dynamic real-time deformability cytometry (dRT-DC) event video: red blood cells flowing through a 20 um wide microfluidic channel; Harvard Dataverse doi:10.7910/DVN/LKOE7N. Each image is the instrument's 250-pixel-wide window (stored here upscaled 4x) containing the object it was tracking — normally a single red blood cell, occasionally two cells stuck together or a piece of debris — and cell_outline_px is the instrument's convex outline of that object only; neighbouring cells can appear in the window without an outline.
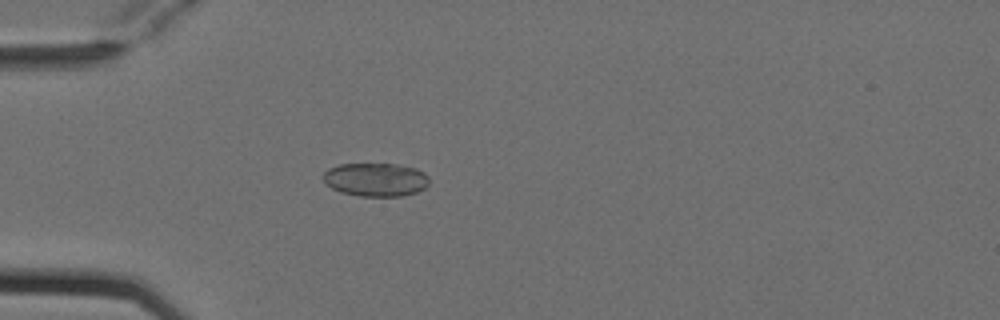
{"species": "Egyptian fruit bat (a non-hibernating species)", "species_latin": "Rousettus aegyptiacus", "temperature_condition": "cold", "stored_images_in_passage": 3, "camera_frame_rate_fps": 3000, "um_per_image_px": 0.085, "animal": {"sex": "female"}, "frame": {"image": 1, "passage_image": 3, "time_ms": 0.667, "image_size_px": [1000, 320], "cell_outline_px": [[428, 184], [424, 188], [416, 192], [404, 196], [360, 196], [340, 192], [324, 184], [320, 176], [328, 168], [340, 164], [396, 164], [416, 168], [424, 172], [428, 176]], "centroid_in_image_um": [31.89, 15.26], "position_along_channel_um": 53.1, "area_um2": 20.92}}